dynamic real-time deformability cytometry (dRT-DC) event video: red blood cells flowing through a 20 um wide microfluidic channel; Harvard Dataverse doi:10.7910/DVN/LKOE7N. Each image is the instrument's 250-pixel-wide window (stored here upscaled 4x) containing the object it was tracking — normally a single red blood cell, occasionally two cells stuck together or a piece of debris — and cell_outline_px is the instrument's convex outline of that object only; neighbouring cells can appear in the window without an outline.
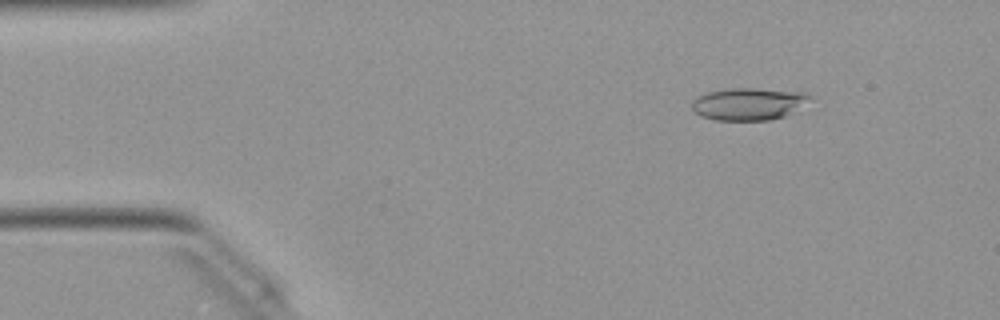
{"species": "Egyptian fruit bat (a non-hibernating species)", "species_latin": "Rousettus aegyptiacus", "temperature_condition": "warm", "stored_images_in_passage": 49, "camera_frame_rate_fps": 3000, "um_per_image_px": 0.085, "animal": {"sex": "female"}, "frame": {"image": 1, "passage_image": 6, "time_ms": 1.667, "image_size_px": [1000, 320], "cell_outline_px": [[812, 96], [784, 116], [768, 120], [716, 120], [700, 116], [692, 108], [692, 100], [696, 96], [708, 92], [732, 88], [756, 88], [808, 92]], "centroid_in_image_um": [63.56, 8.82], "position_along_channel_um": 21.4, "area_um2": 21.91}}
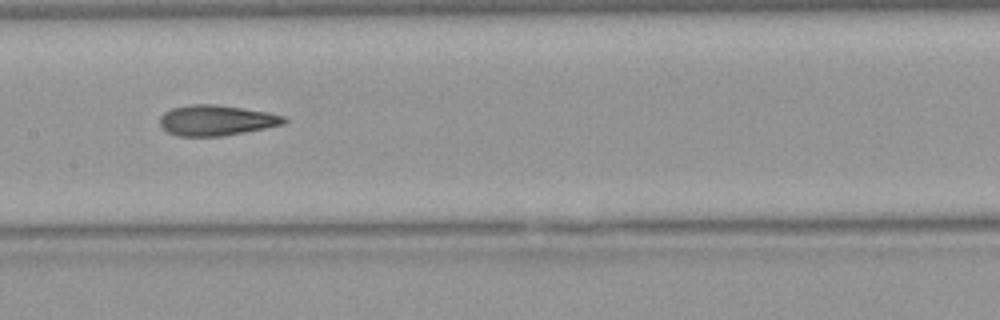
{"frame": {"image": 2, "passage_image": 24, "time_ms": 7.667, "image_size_px": [1000, 320], "cell_outline_px": [[288, 120], [284, 124], [264, 128], [220, 136], [180, 136], [168, 132], [160, 124], [160, 116], [164, 112], [172, 108], [192, 104], [216, 104], [244, 108], [268, 112], [284, 116]], "centroid_in_image_um": [18.39, 10.21], "position_along_channel_um": 189.0, "area_um2": 21.91}}
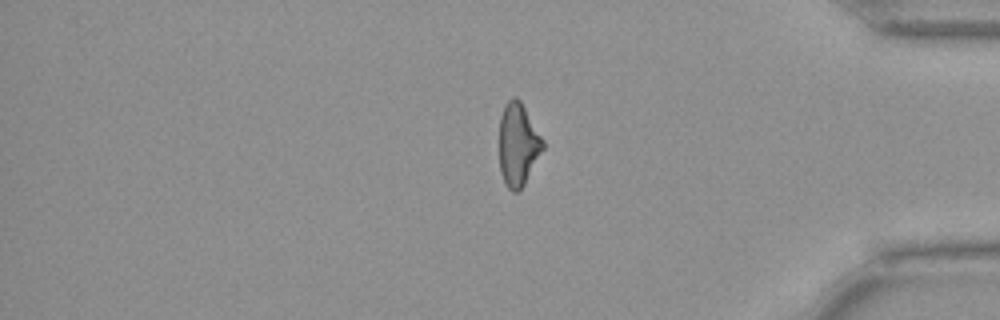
{"frame": {"image": 3, "passage_image": 41, "time_ms": 13.333, "image_size_px": [1000, 320], "cell_outline_px": [[544, 148], [524, 184], [516, 192], [512, 192], [508, 188], [500, 172], [500, 116], [504, 104], [512, 96], [516, 96], [520, 100], [544, 140]], "centroid_in_image_um": [44.03, 12.25], "position_along_channel_um": 391.2, "area_um2": 20.92}, "authors_computed_cell_mechanics": {"area_um2": 21.9062, "velocity_mm_per_s": 4.0545, "shape_relaxation_time_tau1_ms": 8.2277, "shape_relaxation_time_tau2_ms": 3.5811, "deformation_change_tau1": 0.2303, "deformation_change_tau2": 0.135}}